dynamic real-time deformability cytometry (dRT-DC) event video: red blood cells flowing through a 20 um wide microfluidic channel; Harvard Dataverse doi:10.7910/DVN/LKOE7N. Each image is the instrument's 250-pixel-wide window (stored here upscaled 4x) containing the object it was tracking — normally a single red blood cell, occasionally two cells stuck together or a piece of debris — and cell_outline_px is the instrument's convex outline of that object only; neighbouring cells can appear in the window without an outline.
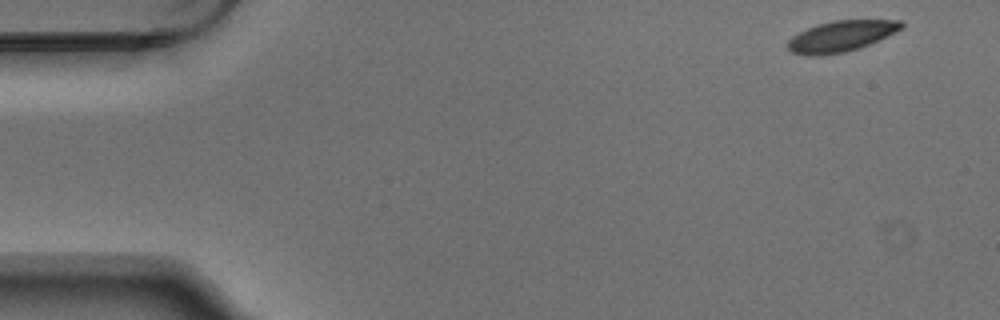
{"species": "Egyptian fruit bat (a non-hibernating species)", "species_latin": "Rousettus aegyptiacus", "temperature_condition": "warm", "stored_images_in_passage": 4, "camera_frame_rate_fps": 3000, "um_per_image_px": 0.085, "animal": {"sex": "male"}, "frame": {"image": 1, "passage_image": 1, "time_ms": 0.0, "image_size_px": [1000, 320], "cell_outline_px": [[904, 28], [896, 32], [860, 48], [844, 52], [816, 56], [808, 56], [792, 52], [784, 44], [792, 36], [808, 28], [832, 20], [904, 20]], "centroid_in_image_um": [71.5, 3.07], "position_along_channel_um": 13.5, "area_um2": 20.52}}